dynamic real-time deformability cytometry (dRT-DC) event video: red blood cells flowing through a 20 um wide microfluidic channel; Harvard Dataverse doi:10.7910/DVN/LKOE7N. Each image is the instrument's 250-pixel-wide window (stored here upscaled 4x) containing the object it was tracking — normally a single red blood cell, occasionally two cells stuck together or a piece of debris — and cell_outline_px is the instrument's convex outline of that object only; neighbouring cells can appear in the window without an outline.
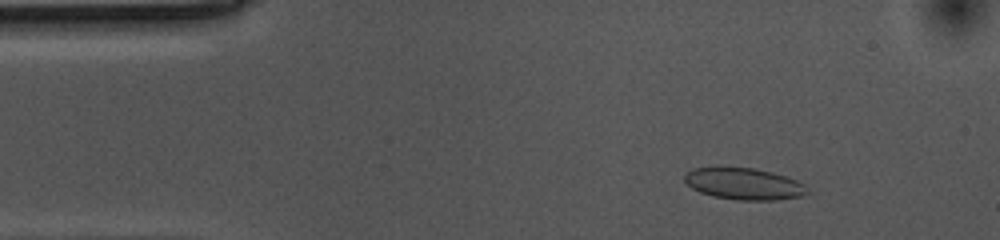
{"species": "common noctule bat (a hibernating species)", "species_latin": "Nyctalus noctula", "temperature_condition": "cold", "stored_images_in_passage": 45, "camera_frame_rate_fps": 3000, "um_per_image_px": 0.085, "animal": {"sex": "female", "body_mass_g": 10.0, "forearm_length_mm": 53.1}, "frame": {"image": 1, "passage_image": 7, "time_ms": 2.0, "image_size_px": [1000, 240], "cell_outline_px": [[808, 192], [804, 196], [776, 200], [736, 200], [712, 196], [700, 192], [692, 188], [684, 180], [684, 176], [692, 168], [752, 168], [772, 172], [796, 180], [804, 184]], "centroid_in_image_um": [63.25, 15.64], "position_along_channel_um": 21.8, "area_um2": 22.43}}
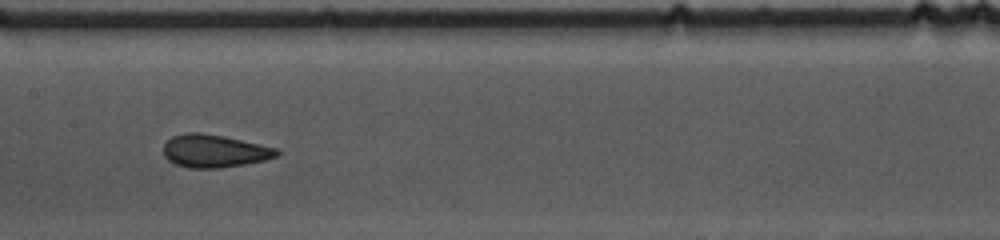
{"frame": {"image": 2, "passage_image": 26, "time_ms": 8.333, "image_size_px": [1000, 240], "cell_outline_px": [[280, 152], [276, 156], [264, 160], [244, 164], [220, 168], [188, 168], [176, 164], [168, 160], [164, 156], [164, 144], [172, 136], [184, 132], [200, 132], [224, 136], [280, 148]], "centroid_in_image_um": [18.22, 12.82], "position_along_channel_um": 189.2, "area_um2": 21.85}}
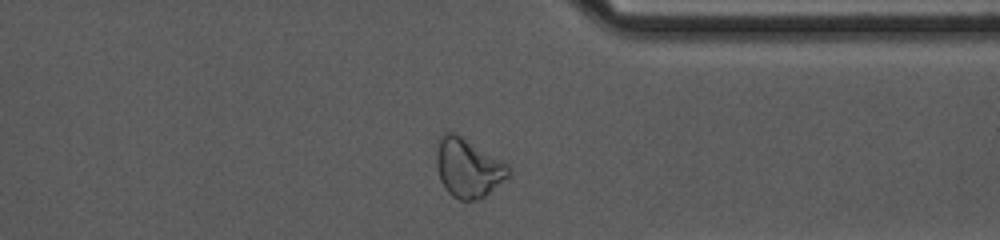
{"frame": {"image": 3, "passage_image": 42, "time_ms": 13.667, "image_size_px": [1000, 240], "cell_outline_px": [[512, 172], [508, 176], [480, 200], [460, 200], [452, 196], [444, 188], [440, 180], [436, 164], [436, 140], [444, 132], [456, 132], [508, 164]], "centroid_in_image_um": [39.75, 14.25], "position_along_channel_um": 371.6, "area_um2": 25.03}, "authors_computed_cell_mechanics": {"area_um2": 22.0218, "velocity_mm_per_s": 3.5359, "shape_relaxation_time_tau1_ms": 7.44, "shape_relaxation_time_tau2_ms": 1.3185, "deformation_change_tau1": 0.1375, "deformation_change_tau2": 0.0666}}